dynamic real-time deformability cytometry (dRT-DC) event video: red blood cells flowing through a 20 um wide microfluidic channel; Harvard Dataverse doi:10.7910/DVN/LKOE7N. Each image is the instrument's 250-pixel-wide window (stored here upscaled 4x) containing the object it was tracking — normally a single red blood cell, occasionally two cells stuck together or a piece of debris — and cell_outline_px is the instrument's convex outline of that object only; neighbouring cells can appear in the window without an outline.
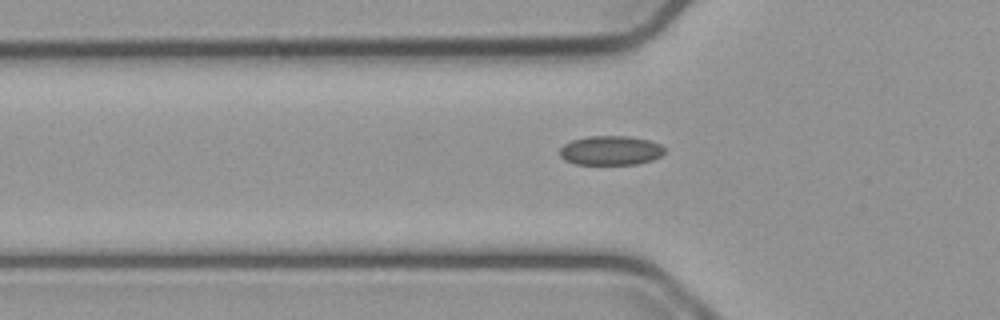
{"species": "common noctule bat (a hibernating species)", "species_latin": "Nyctalus noctula", "temperature_condition": "cold", "stored_images_in_passage": 40, "camera_frame_rate_fps": 3000, "um_per_image_px": 0.085, "animal": {"sex": "male", "body_mass_g": 23.1, "forearm_length_mm": 52.7}, "frame": {"image": 1, "passage_image": 8, "time_ms": 2.333, "image_size_px": [1000, 320], "cell_outline_px": [[664, 152], [660, 156], [652, 160], [636, 164], [576, 164], [564, 160], [560, 156], [560, 148], [564, 144], [572, 140], [588, 136], [628, 136], [648, 140], [660, 144], [664, 148]], "centroid_in_image_um": [51.88, 12.79], "position_along_channel_um": 73.9, "area_um2": 17.86}}
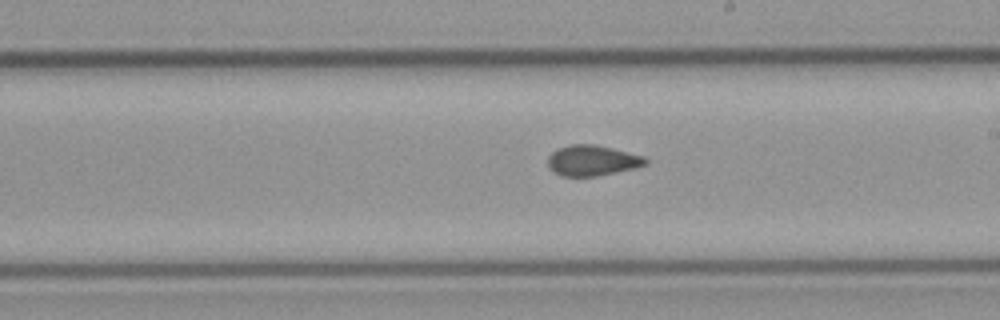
{"frame": {"image": 2, "passage_image": 21, "time_ms": 6.667, "image_size_px": [1000, 320], "cell_outline_px": [[648, 164], [636, 168], [596, 176], [560, 176], [552, 172], [548, 164], [548, 156], [552, 152], [568, 144], [596, 144], [644, 156], [648, 160]], "centroid_in_image_um": [50.34, 13.64], "position_along_channel_um": 238.7, "area_um2": 17.51}}
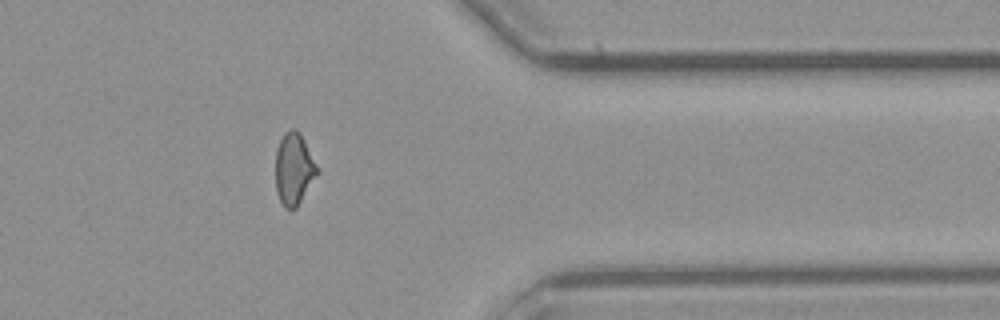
{"frame": {"image": 3, "passage_image": 34, "time_ms": 11.0, "image_size_px": [1000, 320], "cell_outline_px": [[320, 172], [296, 208], [284, 208], [276, 192], [276, 148], [284, 132], [292, 128], [296, 128], [300, 132]], "centroid_in_image_um": [24.98, 14.35], "position_along_channel_um": 386.4, "area_um2": 17.51}, "authors_computed_cell_mechanics": {"area_um2": 17.629, "velocity_mm_per_s": 3.7653, "shape_relaxation_time_tau1_ms": null, "shape_relaxation_time_tau2_ms": 1.46, "deformation_change_tau1": null, "deformation_change_tau2": 0.0696}}